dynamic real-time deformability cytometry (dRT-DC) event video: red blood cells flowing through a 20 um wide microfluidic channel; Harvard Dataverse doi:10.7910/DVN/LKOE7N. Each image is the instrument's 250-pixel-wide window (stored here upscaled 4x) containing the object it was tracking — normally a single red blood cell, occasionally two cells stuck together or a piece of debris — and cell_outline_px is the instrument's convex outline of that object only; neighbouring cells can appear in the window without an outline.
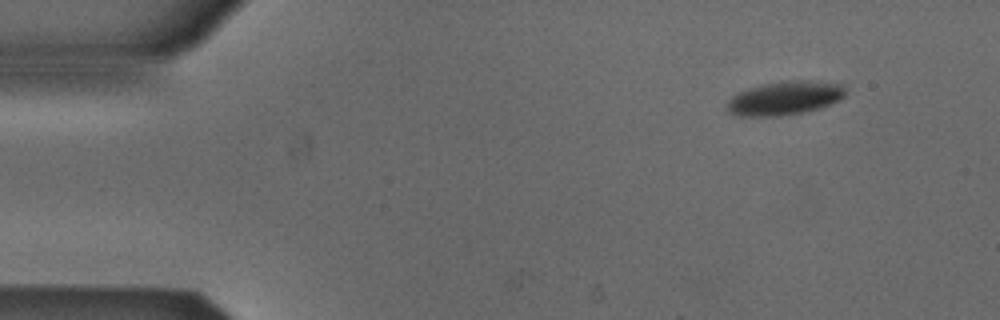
{"species": "Egyptian fruit bat (a non-hibernating species)", "species_latin": "Rousettus aegyptiacus", "temperature_condition": "cold", "stored_images_in_passage": 2, "camera_frame_rate_fps": 3000, "um_per_image_px": 0.085, "animal": {"sex": "male"}, "frame": {"image": 1, "passage_image": 1, "time_ms": 0.0, "image_size_px": [1000, 320], "cell_outline_px": [[844, 96], [840, 100], [820, 108], [804, 112], [776, 116], [740, 116], [728, 112], [728, 100], [736, 92], [748, 88], [764, 84], [788, 80], [808, 80], [840, 84], [844, 88]], "centroid_in_image_um": [66.68, 8.34], "position_along_channel_um": 18.3, "area_um2": 23.18}}